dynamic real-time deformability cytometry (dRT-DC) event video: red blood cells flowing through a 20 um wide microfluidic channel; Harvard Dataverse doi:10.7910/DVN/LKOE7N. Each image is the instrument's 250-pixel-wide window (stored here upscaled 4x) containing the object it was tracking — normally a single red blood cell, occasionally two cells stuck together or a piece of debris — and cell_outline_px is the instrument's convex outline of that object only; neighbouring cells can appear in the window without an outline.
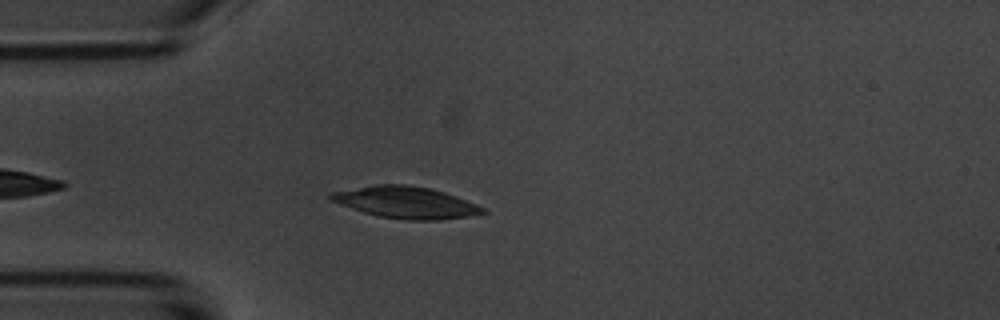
{"species": "common noctule bat (a hibernating species)", "species_latin": "Nyctalus noctula", "temperature_condition": "room temperature", "stored_images_in_passage": 5, "camera_frame_rate_fps": 3000, "um_per_image_px": 0.085, "animal": {"sex": "male", "body_mass_g": 20.1, "forearm_length_mm": 53.5}, "frame": {"image": 1, "passage_image": 4, "time_ms": 3.333, "image_size_px": [1000, 320], "cell_outline_px": [[488, 212], [472, 216], [440, 220], [404, 220], [380, 216], [364, 212], [328, 200], [328, 192], [376, 184], [408, 184], [432, 188], [456, 196], [476, 204], [484, 208]], "centroid_in_image_um": [34.49, 17.2], "position_along_channel_um": 50.5, "area_um2": 28.32}}